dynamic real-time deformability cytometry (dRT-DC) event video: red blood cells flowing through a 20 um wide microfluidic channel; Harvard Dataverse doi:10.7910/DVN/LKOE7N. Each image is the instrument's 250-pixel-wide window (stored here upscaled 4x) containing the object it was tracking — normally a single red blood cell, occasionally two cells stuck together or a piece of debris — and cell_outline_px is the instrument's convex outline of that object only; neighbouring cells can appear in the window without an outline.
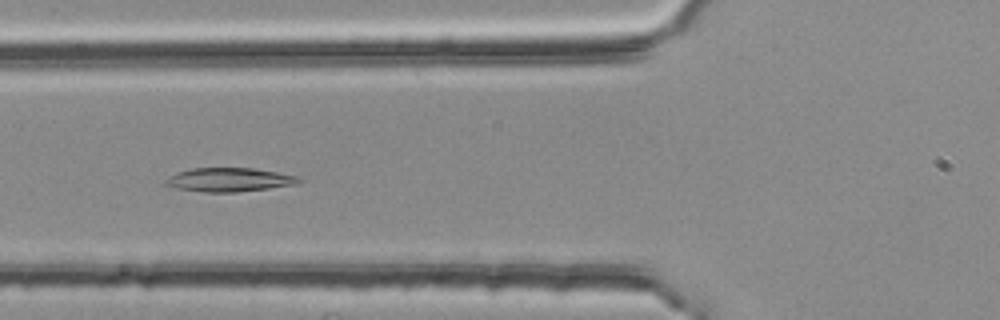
{"species": "common noctule bat (a hibernating species)", "species_latin": "Nyctalus noctula", "temperature_condition": "room temperature", "stored_images_in_passage": 52, "camera_frame_rate_fps": 3000, "um_per_image_px": 0.085, "animal": {"sex": "female", "body_mass_g": 25.1}, "frame": {"image": 1, "passage_image": 20, "time_ms": 6.333, "image_size_px": [1000, 320], "cell_outline_px": [[304, 180], [300, 184], [236, 192], [204, 192], [176, 188], [164, 184], [164, 180], [168, 176], [176, 172], [192, 168], [252, 168], [276, 172], [296, 176]], "centroid_in_image_um": [19.47, 15.28], "position_along_channel_um": 106.3, "area_um2": 18.55}}
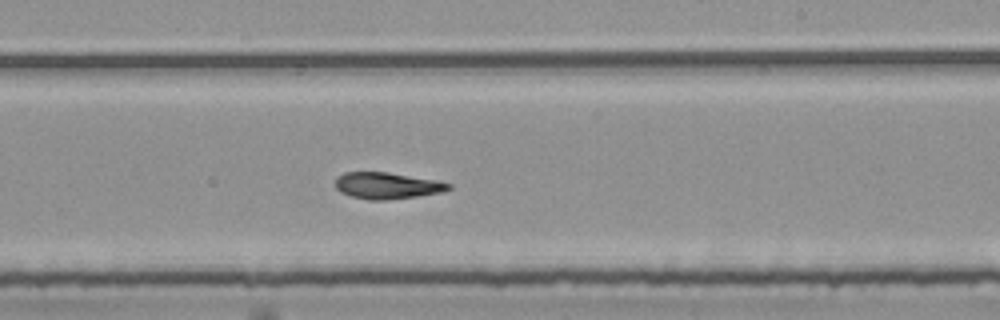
{"frame": {"image": 2, "passage_image": 32, "time_ms": 10.333, "image_size_px": [1000, 320], "cell_outline_px": [[452, 188], [440, 192], [416, 196], [388, 200], [368, 200], [352, 196], [340, 192], [336, 188], [336, 176], [344, 172], [388, 172], [436, 180], [452, 184]], "centroid_in_image_um": [32.88, 15.77], "position_along_channel_um": 256.1, "area_um2": 17.46}}
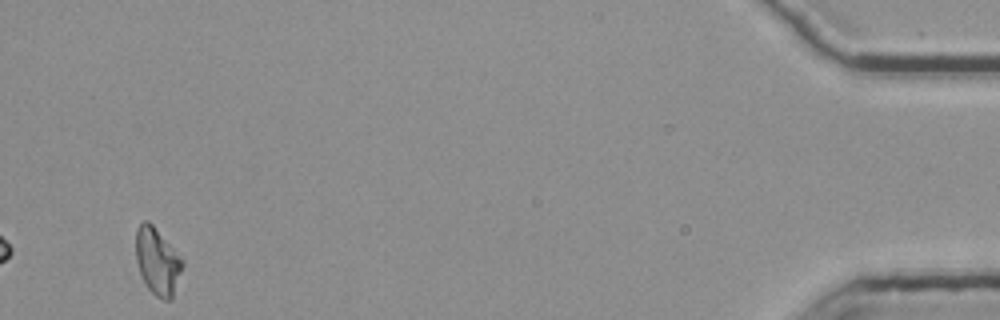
{"frame": {"image": 3, "passage_image": 52, "time_ms": 17.0, "image_size_px": [1000, 320], "cell_outline_px": [[184, 264], [172, 300], [164, 300], [156, 296], [148, 288], [140, 272], [136, 260], [136, 228], [144, 220], [148, 220], [152, 224], [184, 260]], "centroid_in_image_um": [13.4, 22.22], "position_along_channel_um": 421.8, "area_um2": 18.09}, "authors_computed_cell_mechanics": {"area_um2": 18.1492, "velocity_mm_per_s": 3.7403, "shape_relaxation_time_tau1_ms": 7.7345, "shape_relaxation_time_tau2_ms": 3.714, "deformation_change_tau1": 0.1766, "deformation_change_tau2": 0.1028}}